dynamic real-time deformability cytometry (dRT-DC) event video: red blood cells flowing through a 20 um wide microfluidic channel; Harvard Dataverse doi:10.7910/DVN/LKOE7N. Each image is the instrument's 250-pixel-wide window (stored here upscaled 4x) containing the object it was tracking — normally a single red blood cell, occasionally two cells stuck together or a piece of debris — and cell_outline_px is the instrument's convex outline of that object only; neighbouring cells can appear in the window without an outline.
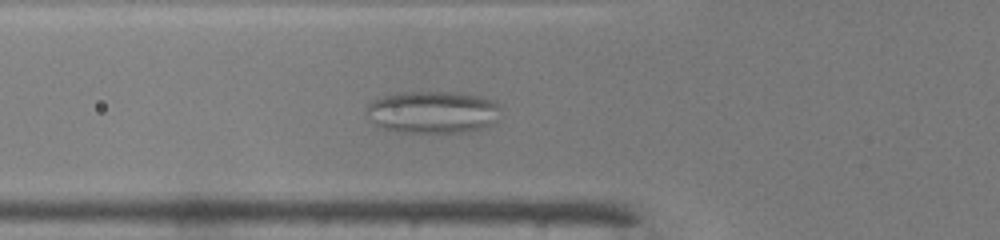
{"species": "common noctule bat (a hibernating species)", "species_latin": "Nyctalus noctula", "temperature_condition": "warm", "stored_images_in_passage": 49, "camera_frame_rate_fps": 3000, "um_per_image_px": 0.085, "animal": {"sex": "male", "body_mass_g": 19.0, "forearm_length_mm": 50.8}, "frame": {"image": 1, "passage_image": 17, "time_ms": 5.333, "image_size_px": [1000, 240], "cell_outline_px": [[500, 108], [496, 120], [492, 124], [480, 128], [460, 132], [396, 132], [380, 128], [372, 120], [368, 112], [368, 104], [384, 96], [404, 92], [452, 92], [480, 96], [492, 100]], "centroid_in_image_um": [36.79, 9.53], "position_along_channel_um": 89.0, "area_um2": 32.54}}
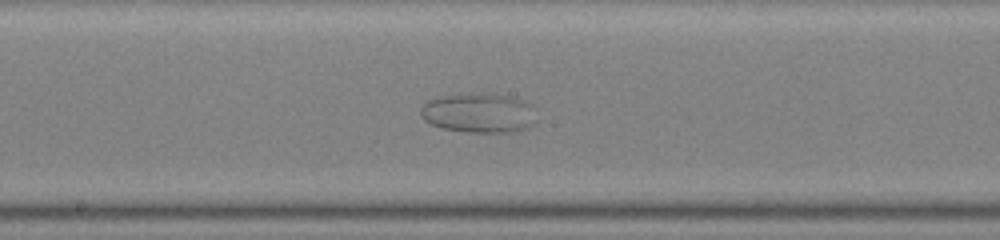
{"frame": {"image": 2, "passage_image": 26, "time_ms": 8.333, "image_size_px": [1000, 240], "cell_outline_px": [[532, 124], [524, 128], [508, 132], [468, 132], [440, 128], [424, 120], [420, 112], [420, 108], [428, 100], [444, 96], [508, 96], [524, 100], [528, 104]], "centroid_in_image_um": [40.59, 9.65], "position_along_channel_um": 207.6, "area_um2": 25.14}}
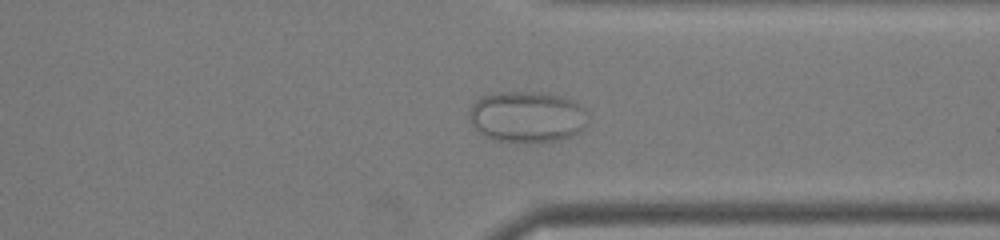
{"frame": {"image": 3, "passage_image": 38, "time_ms": 12.333, "image_size_px": [1000, 240], "cell_outline_px": [[584, 128], [572, 136], [556, 140], [492, 140], [484, 136], [472, 124], [468, 116], [468, 112], [472, 104], [480, 96], [500, 92], [532, 92], [556, 96], [572, 100], [584, 108]], "centroid_in_image_um": [44.72, 9.91], "position_along_channel_um": 366.7, "area_um2": 34.45}}